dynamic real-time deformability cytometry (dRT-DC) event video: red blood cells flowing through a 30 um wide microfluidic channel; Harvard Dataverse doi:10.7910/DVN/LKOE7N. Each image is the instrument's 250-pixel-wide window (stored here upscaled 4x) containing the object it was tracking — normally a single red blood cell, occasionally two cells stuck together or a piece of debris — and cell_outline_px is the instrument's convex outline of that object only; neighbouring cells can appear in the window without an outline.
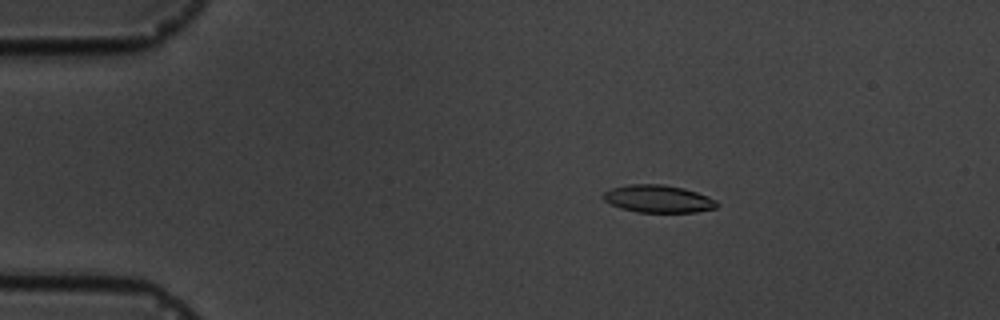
{"species": "common noctule bat (a hibernating species)", "species_latin": "Nyctalus noctula", "temperature_condition": "cold", "stored_images_in_passage": 5, "camera_frame_rate_fps": 3000, "um_per_image_px": 0.085, "animal": {"sex": "male", "body_mass_g": 19.5, "forearm_length_mm": 54.6}, "frame": {"image": 1, "passage_image": 3, "time_ms": 3.333, "image_size_px": [1000, 320], "cell_outline_px": [[720, 204], [716, 208], [696, 212], [636, 212], [620, 208], [604, 200], [604, 192], [612, 188], [628, 184], [660, 184], [684, 188], [708, 196], [716, 200]], "centroid_in_image_um": [55.98, 16.9], "position_along_channel_um": 29.0, "area_um2": 18.21}}
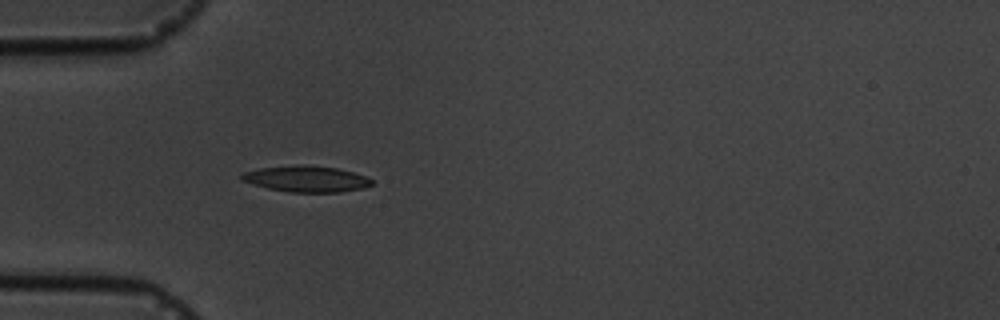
{"frame": {"image": 2, "passage_image": 5, "time_ms": 5.667, "image_size_px": [1000, 320], "cell_outline_px": [[372, 184], [364, 188], [340, 192], [288, 192], [268, 188], [240, 180], [240, 176], [244, 172], [260, 168], [296, 164], [308, 164], [336, 168], [368, 176], [372, 180]], "centroid_in_image_um": [26.04, 15.19], "position_along_channel_um": 59.0, "area_um2": 19.94}}